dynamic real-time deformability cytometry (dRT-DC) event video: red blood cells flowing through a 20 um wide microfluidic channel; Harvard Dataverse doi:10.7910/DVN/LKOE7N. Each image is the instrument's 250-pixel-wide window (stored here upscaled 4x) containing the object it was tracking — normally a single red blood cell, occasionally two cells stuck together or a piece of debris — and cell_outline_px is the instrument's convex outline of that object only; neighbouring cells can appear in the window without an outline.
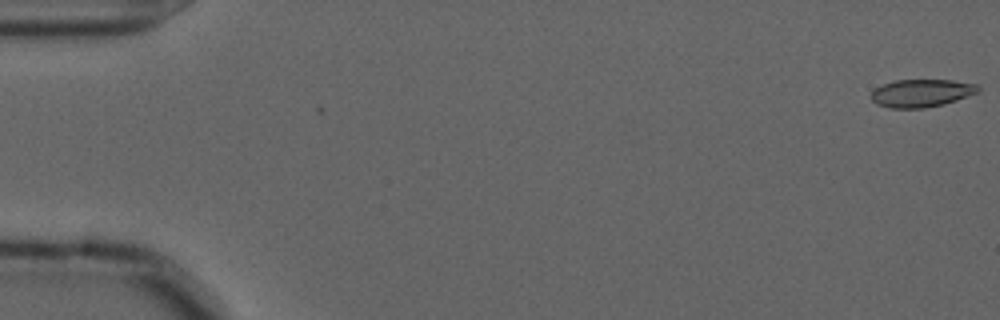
{"species": "common noctule bat (a hibernating species)", "species_latin": "Nyctalus noctula", "temperature_condition": "cold", "stored_images_in_passage": 19, "camera_frame_rate_fps": 3000, "um_per_image_px": 0.085, "animal": {"sex": "male", "forearm_length_mm": 52.5}, "frame": {"image": 1, "passage_image": 1, "time_ms": 0.0, "image_size_px": [1000, 320], "cell_outline_px": [[980, 92], [944, 104], [924, 108], [888, 108], [876, 104], [872, 100], [872, 92], [876, 88], [884, 84], [896, 80], [952, 80], [976, 84], [980, 88]], "centroid_in_image_um": [78.34, 7.92], "position_along_channel_um": 6.7, "area_um2": 17.28}}
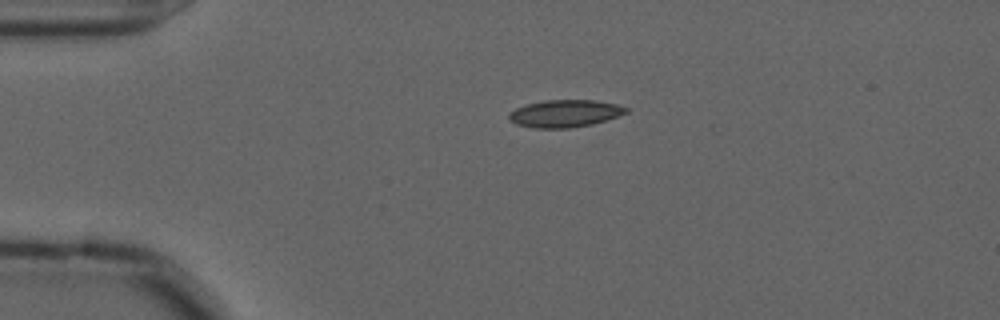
{"frame": {"image": 2, "passage_image": 13, "time_ms": 4.0, "image_size_px": [1000, 320], "cell_outline_px": [[628, 112], [592, 124], [568, 128], [532, 128], [516, 124], [508, 120], [508, 112], [516, 108], [528, 104], [544, 100], [596, 100], [616, 104], [628, 108]], "centroid_in_image_um": [47.96, 9.64], "position_along_channel_um": 37.0, "area_um2": 18.61}}